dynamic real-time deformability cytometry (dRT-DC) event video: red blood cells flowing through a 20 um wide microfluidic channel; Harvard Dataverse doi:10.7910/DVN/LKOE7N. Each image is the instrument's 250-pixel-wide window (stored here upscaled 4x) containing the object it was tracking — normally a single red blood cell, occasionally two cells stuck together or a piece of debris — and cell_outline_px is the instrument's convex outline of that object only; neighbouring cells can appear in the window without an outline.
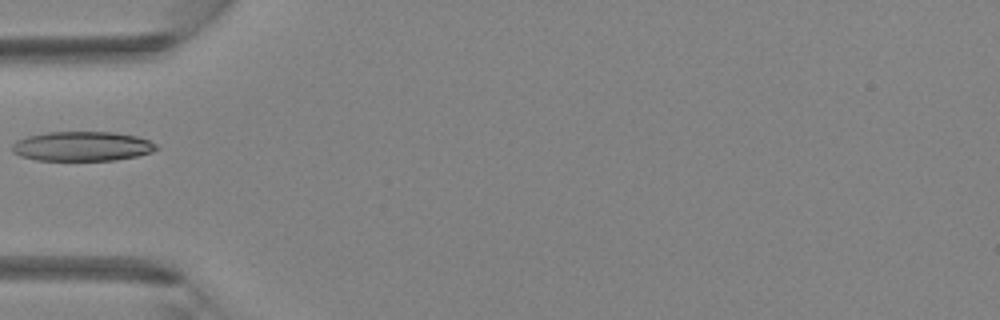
{"species": "Egyptian fruit bat (a non-hibernating species)", "species_latin": "Rousettus aegyptiacus", "temperature_condition": "room temperature", "stored_images_in_passage": 4, "camera_frame_rate_fps": 3000, "um_per_image_px": 0.085, "animal": {"sex": "female"}, "frame": {"image": 1, "passage_image": 4, "time_ms": 1.0, "image_size_px": [1000, 320], "cell_outline_px": [[160, 148], [152, 152], [136, 156], [116, 160], [36, 160], [20, 156], [12, 152], [12, 144], [16, 140], [28, 136], [48, 132], [116, 132], [136, 136], [148, 140], [156, 144]], "centroid_in_image_um": [6.98, 12.43], "position_along_channel_um": 78.0, "area_um2": 24.91}}